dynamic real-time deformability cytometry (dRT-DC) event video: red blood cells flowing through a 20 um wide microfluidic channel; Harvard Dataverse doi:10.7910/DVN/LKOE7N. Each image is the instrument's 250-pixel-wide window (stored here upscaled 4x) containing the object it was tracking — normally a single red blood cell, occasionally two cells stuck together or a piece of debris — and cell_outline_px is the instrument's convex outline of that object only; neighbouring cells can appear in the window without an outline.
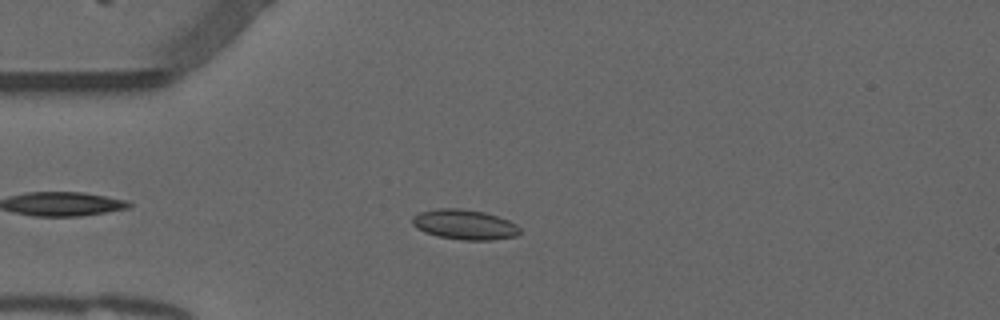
{"species": "common noctule bat (a hibernating species)", "species_latin": "Nyctalus noctula", "temperature_condition": "warm", "stored_images_in_passage": 48, "camera_frame_rate_fps": 3000, "um_per_image_px": 0.085, "animal": {"sex": "male", "forearm_length_mm": 52.5}, "frame": {"image": 1, "passage_image": 8, "time_ms": 2.333, "image_size_px": [1000, 320], "cell_outline_px": [[520, 232], [516, 236], [492, 240], [460, 240], [440, 236], [424, 232], [416, 228], [412, 224], [412, 216], [420, 212], [436, 208], [460, 208], [484, 212], [508, 220], [516, 224], [520, 228]], "centroid_in_image_um": [39.47, 19.08], "position_along_channel_um": 45.5, "area_um2": 18.84}}
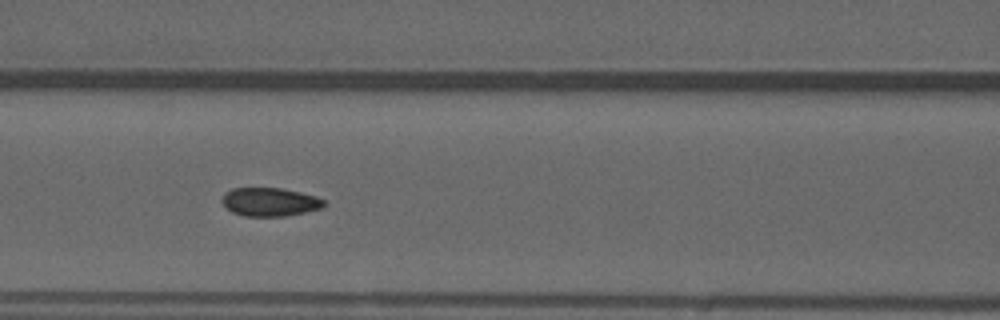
{"frame": {"image": 2, "passage_image": 17, "time_ms": 5.333, "image_size_px": [1000, 320], "cell_outline_px": [[328, 204], [320, 208], [304, 212], [284, 216], [244, 216], [232, 212], [220, 200], [224, 192], [232, 188], [280, 188], [300, 192], [316, 196], [324, 200]], "centroid_in_image_um": [22.92, 17.16], "position_along_channel_um": 143.7, "area_um2": 16.94}}
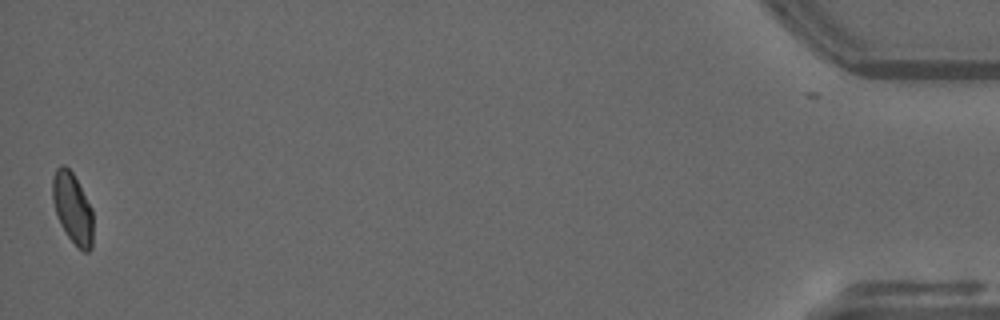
{"frame": {"image": 3, "passage_image": 47, "time_ms": 15.333, "image_size_px": [1000, 320], "cell_outline_px": [[92, 248], [88, 252], [84, 252], [68, 236], [60, 224], [52, 200], [52, 176], [56, 168], [60, 164], [64, 164], [72, 172], [92, 208]], "centroid_in_image_um": [6.15, 17.66], "position_along_channel_um": 429.1, "area_um2": 16.59}, "authors_computed_cell_mechanics": {"area_um2": 17.2244, "velocity_mm_per_s": 3.8405, "shape_relaxation_time_tau1_ms": 6.5466, "shape_relaxation_time_tau2_ms": 0.8729, "deformation_change_tau1": 0.1392, "deformation_change_tau2": 0.0467}}